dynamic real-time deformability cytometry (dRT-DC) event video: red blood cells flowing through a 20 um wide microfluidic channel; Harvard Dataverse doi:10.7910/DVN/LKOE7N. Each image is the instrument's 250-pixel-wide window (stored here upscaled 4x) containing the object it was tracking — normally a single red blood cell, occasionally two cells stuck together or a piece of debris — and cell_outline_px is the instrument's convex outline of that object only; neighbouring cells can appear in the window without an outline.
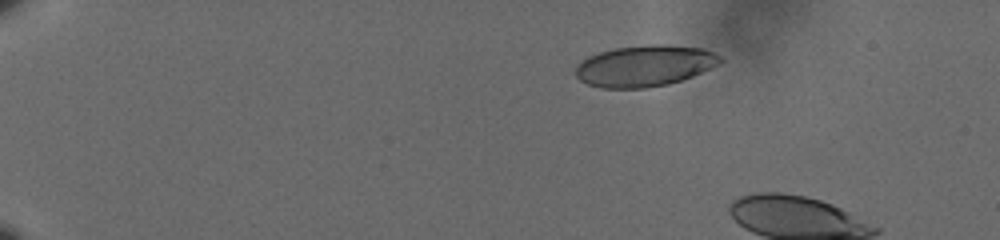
{"species": "human", "species_latin": "Homo sapiens", "temperature_condition": "cold", "stored_images_in_passage": 7, "camera_frame_rate_fps": 3000, "um_per_image_px": 0.085, "donor": {"sex": "male"}, "frame": {"image": 1, "passage_image": 2, "time_ms": 0.333, "image_size_px": [1000, 240], "cell_outline_px": [[724, 60], [720, 64], [692, 76], [668, 84], [644, 88], [600, 88], [588, 84], [580, 80], [576, 76], [576, 68], [588, 56], [600, 52], [616, 48], [648, 44], [668, 44], [704, 48], [720, 56]], "centroid_in_image_um": [54.83, 5.59], "position_along_channel_um": 30.2, "area_um2": 34.68}}